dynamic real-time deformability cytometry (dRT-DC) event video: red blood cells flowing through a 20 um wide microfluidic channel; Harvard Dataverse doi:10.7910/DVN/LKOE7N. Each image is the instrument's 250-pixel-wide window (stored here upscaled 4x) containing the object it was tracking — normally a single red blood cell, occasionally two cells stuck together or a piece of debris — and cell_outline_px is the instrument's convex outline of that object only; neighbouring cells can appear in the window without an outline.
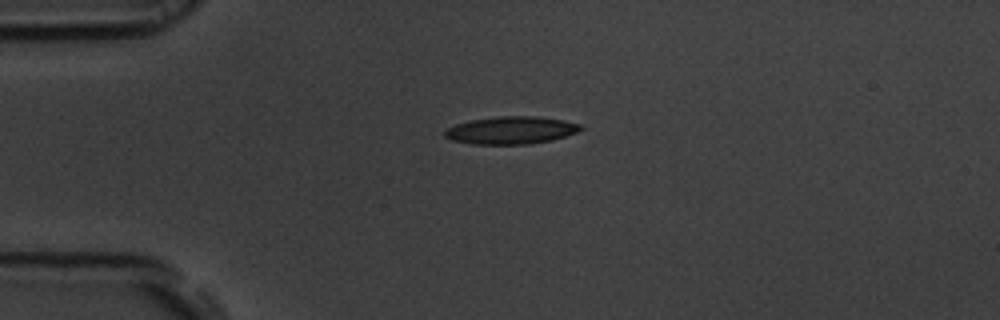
{"species": "common noctule bat (a hibernating species)", "species_latin": "Nyctalus noctula", "temperature_condition": "room temperature", "stored_images_in_passage": 42, "camera_frame_rate_fps": 3000, "um_per_image_px": 0.085, "animal": {"sex": "male", "body_mass_g": 19.5, "forearm_length_mm": 54.6}, "frame": {"image": 1, "passage_image": 1, "time_ms": 0.0, "image_size_px": [1000, 320], "cell_outline_px": [[584, 128], [576, 132], [552, 140], [528, 144], [472, 144], [452, 140], [444, 136], [444, 128], [468, 120], [496, 116], [536, 116], [564, 120], [580, 124]], "centroid_in_image_um": [43.4, 11.06], "position_along_channel_um": 41.6, "area_um2": 21.96}}
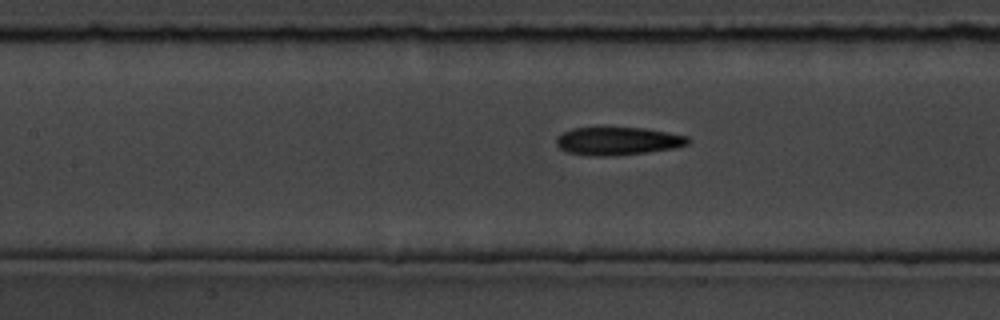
{"frame": {"image": 2, "passage_image": 12, "time_ms": 3.667, "image_size_px": [1000, 320], "cell_outline_px": [[692, 140], [688, 144], [676, 148], [648, 152], [616, 156], [592, 156], [568, 152], [560, 148], [556, 144], [556, 136], [572, 128], [644, 128], [668, 132], [688, 136]], "centroid_in_image_um": [52.55, 12.0], "position_along_channel_um": 154.9, "area_um2": 21.62}}
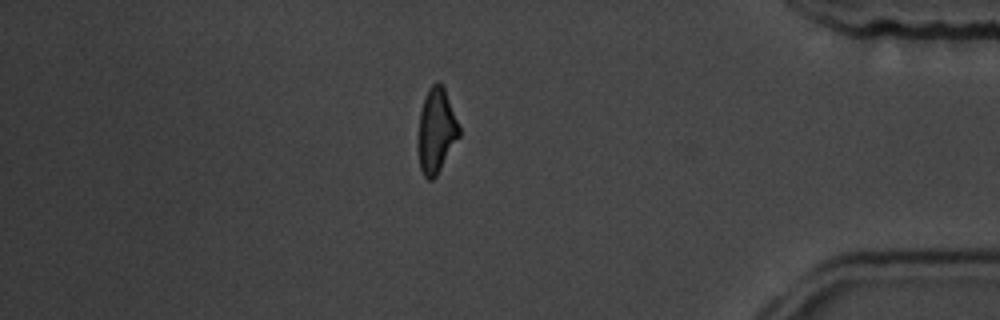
{"frame": {"image": 3, "passage_image": 34, "time_ms": 11.0, "image_size_px": [1000, 320], "cell_outline_px": [[460, 136], [436, 176], [432, 180], [428, 180], [424, 176], [420, 168], [416, 148], [420, 112], [428, 88], [436, 80], [444, 88], [460, 128]], "centroid_in_image_um": [37.05, 11.15], "position_along_channel_um": 398.1, "area_um2": 20.35}, "authors_computed_cell_mechanics": {"area_um2": 21.0103, "velocity_mm_per_s": 3.7901, "shape_relaxation_time_tau1_ms": 3.6799, "shape_relaxation_time_tau2_ms": 1.6441, "deformation_change_tau1": 0.148, "deformation_change_tau2": 0.1159}}